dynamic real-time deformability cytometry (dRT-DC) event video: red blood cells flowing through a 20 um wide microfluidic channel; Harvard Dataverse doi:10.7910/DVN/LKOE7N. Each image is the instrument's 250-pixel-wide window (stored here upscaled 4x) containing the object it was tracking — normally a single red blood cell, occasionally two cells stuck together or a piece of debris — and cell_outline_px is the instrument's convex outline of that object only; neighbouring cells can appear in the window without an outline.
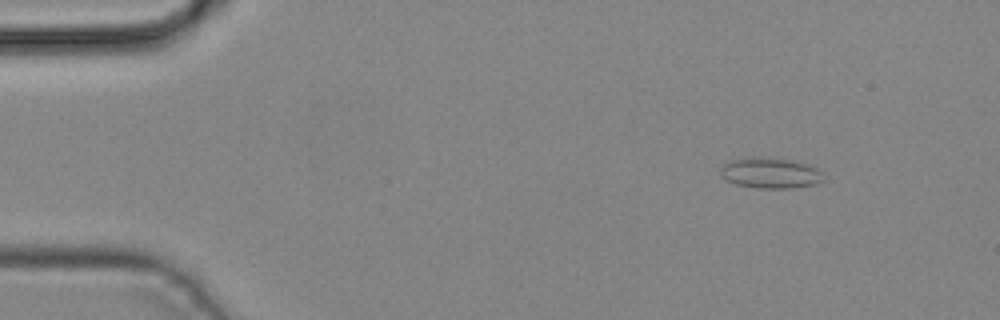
{"species": "common noctule bat (a hibernating species)", "species_latin": "Nyctalus noctula", "temperature_condition": "cold", "stored_images_in_passage": 27, "camera_frame_rate_fps": 3000, "um_per_image_px": 0.085, "animal": {"sex": "male", "body_mass_g": 19.2, "forearm_length_mm": 51.8}, "frame": {"image": 1, "passage_image": 4, "time_ms": 1.0, "image_size_px": [1000, 320], "cell_outline_px": [[824, 180], [816, 184], [792, 188], [756, 188], [736, 184], [720, 176], [720, 168], [728, 160], [752, 156], [792, 160], [816, 168], [820, 172]], "centroid_in_image_um": [65.42, 14.7], "position_along_channel_um": 19.6, "area_um2": 18.38}}
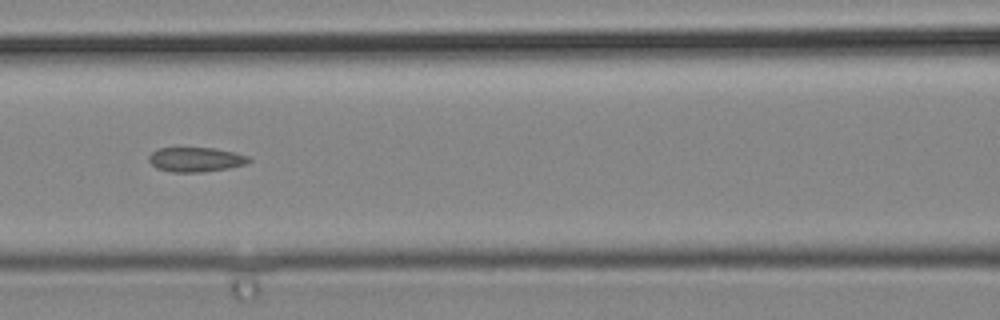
{"frame": {"image": 2, "passage_image": 18, "time_ms": 5.667, "image_size_px": [1000, 320], "cell_outline_px": [[252, 160], [248, 164], [228, 168], [200, 172], [172, 172], [156, 168], [148, 160], [148, 156], [152, 152], [160, 148], [212, 148], [232, 152], [248, 156]], "centroid_in_image_um": [16.64, 13.56], "position_along_channel_um": 150.0, "area_um2": 14.22}}
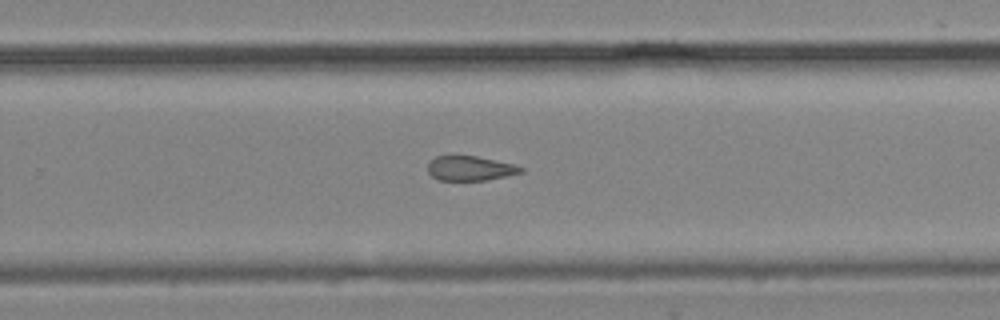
{"frame": {"image": 3, "passage_image": 27, "time_ms": 8.667, "image_size_px": [1000, 320], "cell_outline_px": [[524, 172], [484, 180], [436, 180], [428, 172], [428, 164], [436, 156], [476, 156], [496, 160], [512, 164], [524, 168]], "centroid_in_image_um": [39.95, 14.31], "position_along_channel_um": 289.9, "area_um2": 13.18}}